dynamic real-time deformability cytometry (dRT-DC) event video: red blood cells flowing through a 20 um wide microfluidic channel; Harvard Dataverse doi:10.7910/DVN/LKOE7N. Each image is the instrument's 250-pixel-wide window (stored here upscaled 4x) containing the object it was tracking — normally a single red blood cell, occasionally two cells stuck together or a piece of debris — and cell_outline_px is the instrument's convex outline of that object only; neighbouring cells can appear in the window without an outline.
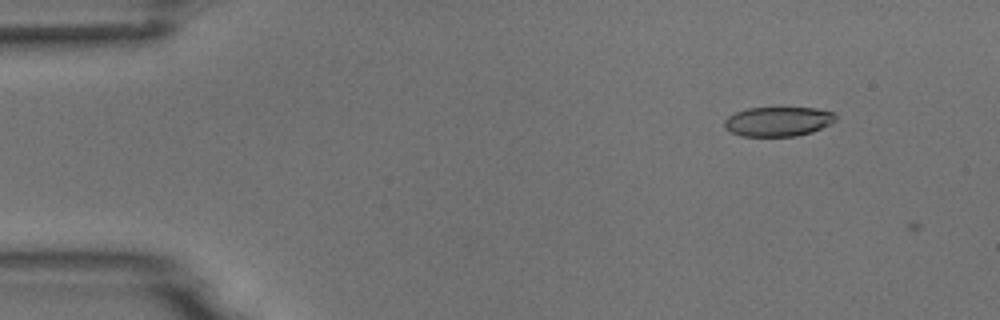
{"species": "common noctule bat (a hibernating species)", "species_latin": "Nyctalus noctula", "temperature_condition": "room temperature", "stored_images_in_passage": 4, "camera_frame_rate_fps": 3000, "um_per_image_px": 0.085, "animal": {"sex": "male", "body_mass_g": 18.8}, "frame": {"image": 1, "passage_image": 2, "time_ms": 1.333, "image_size_px": [1000, 320], "cell_outline_px": [[836, 120], [832, 124], [812, 132], [796, 136], [740, 136], [724, 128], [724, 120], [728, 116], [736, 112], [748, 108], [816, 108], [832, 112], [836, 116]], "centroid_in_image_um": [66.14, 10.33], "position_along_channel_um": 18.9, "area_um2": 19.19}}